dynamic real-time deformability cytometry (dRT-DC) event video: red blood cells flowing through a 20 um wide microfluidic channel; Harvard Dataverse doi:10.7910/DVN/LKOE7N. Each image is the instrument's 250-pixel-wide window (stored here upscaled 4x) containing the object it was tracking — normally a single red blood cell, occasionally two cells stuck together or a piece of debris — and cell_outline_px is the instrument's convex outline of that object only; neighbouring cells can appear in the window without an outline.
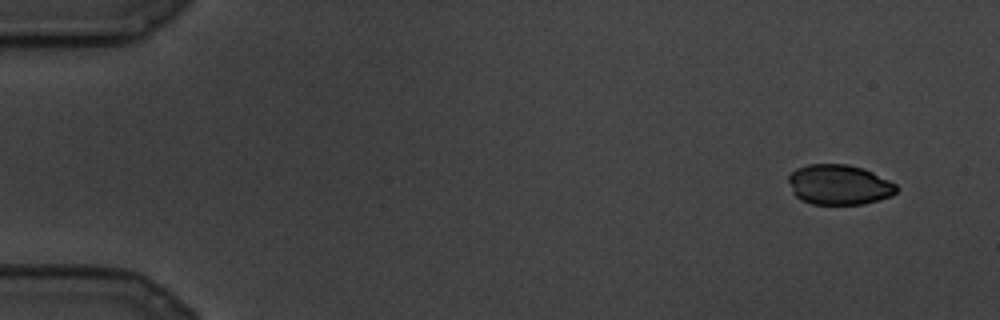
{"species": "common noctule bat (a hibernating species)", "species_latin": "Nyctalus noctula", "temperature_condition": "cold", "stored_images_in_passage": 10, "camera_frame_rate_fps": 3000, "um_per_image_px": 0.085, "animal": {"sex": "male", "body_mass_g": 19.5, "forearm_length_mm": 54.6}, "frame": {"image": 1, "passage_image": 1, "time_ms": 0.0, "image_size_px": [1000, 320], "cell_outline_px": [[900, 188], [892, 196], [880, 200], [864, 204], [812, 204], [800, 200], [792, 192], [788, 180], [788, 176], [796, 168], [808, 164], [848, 164], [864, 168], [896, 184]], "centroid_in_image_um": [71.33, 15.7], "position_along_channel_um": 13.7, "area_um2": 25.49}}